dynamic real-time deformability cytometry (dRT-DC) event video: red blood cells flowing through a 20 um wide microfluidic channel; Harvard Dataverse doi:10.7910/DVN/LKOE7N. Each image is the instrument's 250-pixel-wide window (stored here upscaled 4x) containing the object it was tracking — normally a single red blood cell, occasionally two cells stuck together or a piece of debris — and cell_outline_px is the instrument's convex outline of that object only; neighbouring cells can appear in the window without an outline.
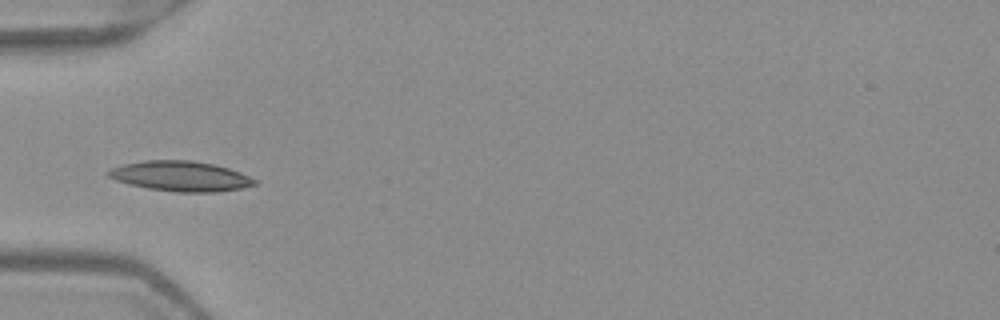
{"species": "Egyptian fruit bat (a non-hibernating species)", "species_latin": "Rousettus aegyptiacus", "temperature_condition": "warm", "stored_images_in_passage": 6, "camera_frame_rate_fps": 3000, "um_per_image_px": 0.085, "frame": {"image": 1, "passage_image": 5, "time_ms": 1.333, "image_size_px": [1000, 320], "cell_outline_px": [[256, 184], [240, 188], [216, 192], [176, 192], [148, 188], [128, 184], [116, 180], [108, 176], [104, 172], [112, 168], [124, 164], [144, 160], [192, 160], [216, 164], [240, 172], [256, 180]], "centroid_in_image_um": [15.33, 14.97], "position_along_channel_um": 69.7, "area_um2": 25.66}}
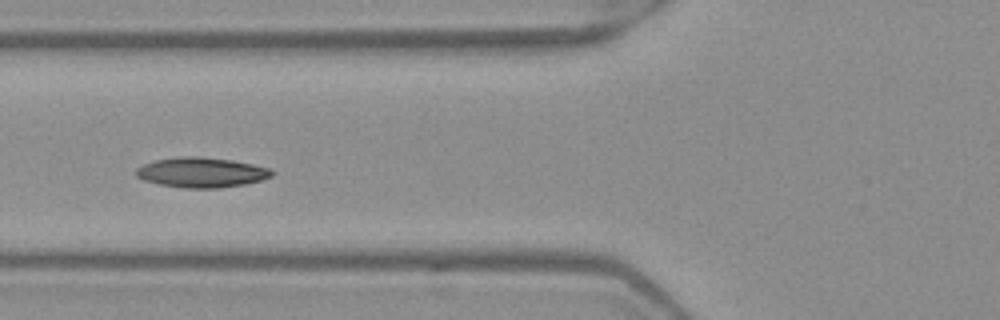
{"frame": {"image": 2, "passage_image": 6, "time_ms": 1.667, "image_size_px": [1000, 320], "cell_outline_px": [[276, 172], [272, 176], [260, 180], [244, 184], [220, 188], [184, 188], [160, 184], [144, 180], [136, 176], [136, 168], [144, 164], [156, 160], [184, 156], [200, 156], [232, 160], [272, 168]], "centroid_in_image_um": [17.16, 14.65], "position_along_channel_um": 108.6, "area_um2": 23.76}}